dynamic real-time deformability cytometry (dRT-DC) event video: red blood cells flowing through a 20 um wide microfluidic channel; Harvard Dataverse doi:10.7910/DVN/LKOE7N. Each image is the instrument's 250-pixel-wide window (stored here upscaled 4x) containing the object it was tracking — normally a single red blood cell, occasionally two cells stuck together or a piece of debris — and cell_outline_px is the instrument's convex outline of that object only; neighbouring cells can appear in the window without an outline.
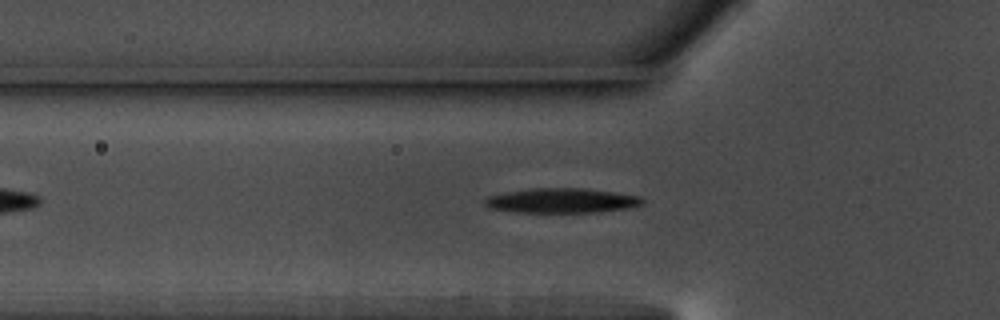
{"species": "common noctule bat (a hibernating species)", "species_latin": "Nyctalus noctula", "temperature_condition": "warm", "stored_images_in_passage": 43, "camera_frame_rate_fps": 3000, "um_per_image_px": 0.085, "animal": {"sex": "male", "body_mass_g": 17.5, "forearm_length_mm": 52.3}, "frame": {"image": 1, "passage_image": 9, "time_ms": 2.667, "image_size_px": [1000, 320], "cell_outline_px": [[644, 204], [628, 208], [596, 212], [516, 212], [488, 208], [484, 204], [484, 200], [488, 196], [508, 192], [532, 188], [584, 188], [640, 196], [644, 200]], "centroid_in_image_um": [47.74, 17.05], "position_along_channel_um": 78.1, "area_um2": 22.6}}
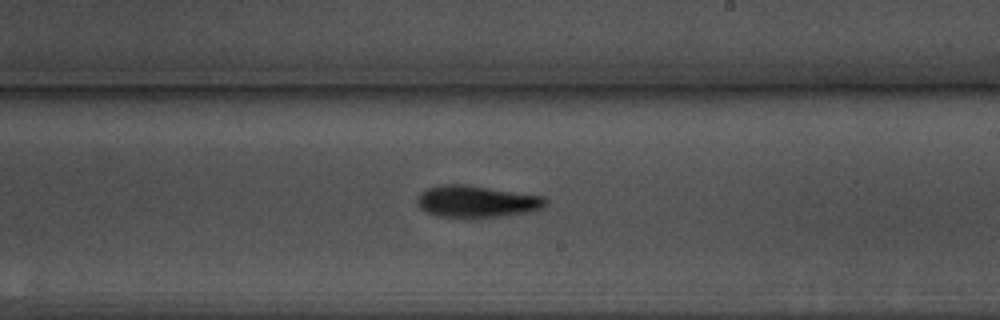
{"frame": {"image": 2, "passage_image": 23, "time_ms": 7.333, "image_size_px": [1000, 320], "cell_outline_px": [[548, 204], [544, 208], [528, 212], [500, 216], [436, 216], [420, 208], [416, 204], [416, 200], [420, 192], [428, 188], [440, 184], [464, 184], [544, 196], [548, 200]], "centroid_in_image_um": [40.52, 17.1], "position_along_channel_um": 248.5, "area_um2": 23.64}}
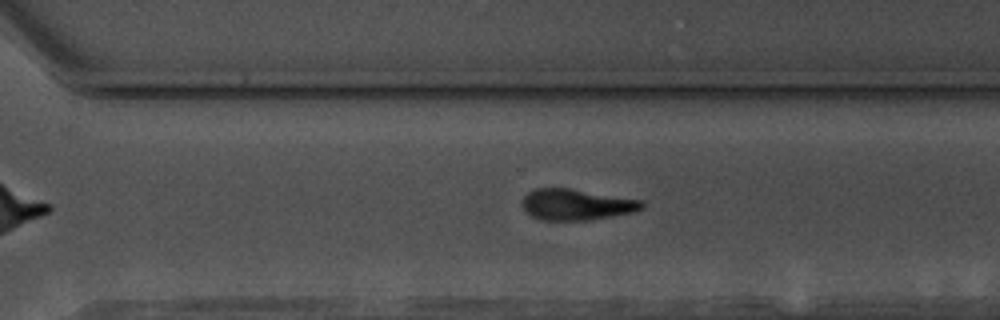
{"frame": {"image": 3, "passage_image": 29, "time_ms": 9.333, "image_size_px": [1000, 320], "cell_outline_px": [[644, 208], [632, 212], [612, 216], [588, 220], [540, 220], [532, 216], [524, 208], [524, 196], [528, 192], [536, 188], [568, 188], [644, 200]], "centroid_in_image_um": [49.03, 17.38], "position_along_channel_um": 321.6, "area_um2": 21.5}, "authors_computed_cell_mechanics": {"area_um2": 22.6576, "velocity_mm_per_s": 3.6553, "shape_relaxation_time_tau1_ms": 3.2395, "shape_relaxation_time_tau2_ms": 6.1599, "deformation_change_tau1": 0.1523, "deformation_change_tau2": 0.154}}